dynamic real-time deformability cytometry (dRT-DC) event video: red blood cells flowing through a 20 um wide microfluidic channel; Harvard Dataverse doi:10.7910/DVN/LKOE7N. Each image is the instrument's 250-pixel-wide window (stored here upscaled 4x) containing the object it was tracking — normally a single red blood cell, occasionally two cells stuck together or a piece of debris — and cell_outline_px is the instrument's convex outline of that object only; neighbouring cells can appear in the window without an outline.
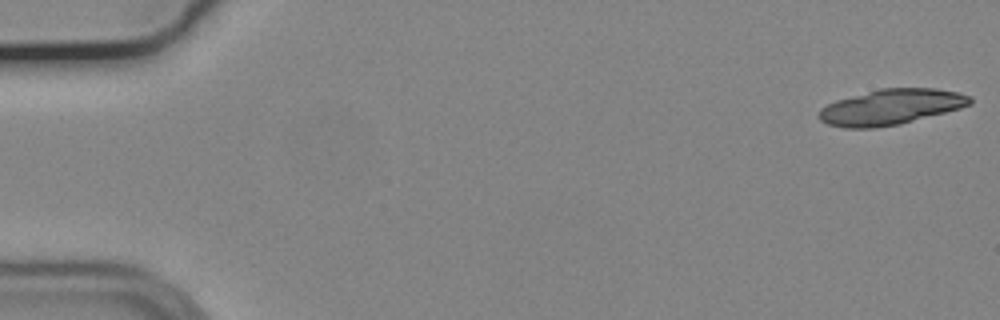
{"species": "common noctule bat (a hibernating species)", "species_latin": "Nyctalus noctula", "temperature_condition": "cold", "stored_images_in_passage": 15, "camera_frame_rate_fps": 3000, "um_per_image_px": 0.085, "animal": {"sex": "male", "body_mass_g": 19.2, "forearm_length_mm": 51.8}, "frame": {"image": 1, "passage_image": 1, "time_ms": 0.0, "image_size_px": [1000, 320], "cell_outline_px": [[972, 104], [960, 108], [900, 124], [876, 128], [844, 128], [828, 124], [820, 120], [820, 108], [836, 100], [880, 88], [936, 88], [960, 92], [972, 96]], "centroid_in_image_um": [75.76, 9.09], "position_along_channel_um": 9.2, "area_um2": 31.27}}